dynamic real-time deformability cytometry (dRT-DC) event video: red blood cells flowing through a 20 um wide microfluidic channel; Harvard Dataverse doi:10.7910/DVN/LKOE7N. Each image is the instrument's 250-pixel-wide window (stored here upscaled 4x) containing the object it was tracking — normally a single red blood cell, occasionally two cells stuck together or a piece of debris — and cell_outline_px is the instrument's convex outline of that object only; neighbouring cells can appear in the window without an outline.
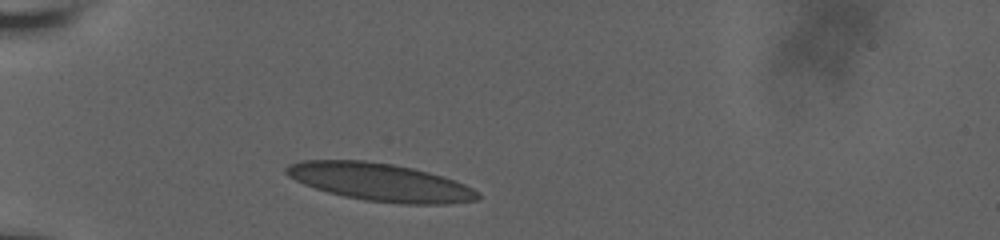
{"species": "human", "species_latin": "Homo sapiens", "temperature_condition": "room temperature", "stored_images_in_passage": 33, "camera_frame_rate_fps": 3000, "um_per_image_px": 0.085, "donor": {"sex": "male"}, "frame": {"image": 1, "passage_image": 1, "time_ms": 0.0, "image_size_px": [1000, 240], "cell_outline_px": [[480, 196], [476, 200], [448, 204], [400, 204], [364, 200], [344, 196], [328, 192], [304, 184], [288, 176], [284, 172], [284, 168], [288, 164], [300, 160], [364, 160], [392, 164], [412, 168], [444, 176], [464, 184], [472, 188]], "centroid_in_image_um": [32.28, 15.48], "position_along_channel_um": 52.7, "area_um2": 42.14}}
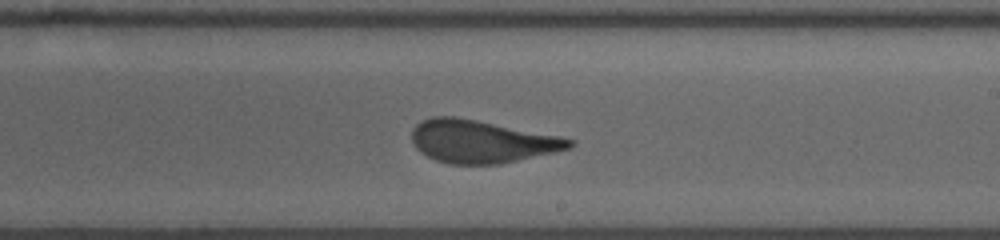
{"frame": {"image": 2, "passage_image": 19, "time_ms": 6.0, "image_size_px": [1000, 240], "cell_outline_px": [[572, 144], [568, 148], [556, 152], [500, 164], [448, 164], [436, 160], [420, 152], [416, 148], [412, 140], [412, 128], [416, 124], [432, 116], [456, 116], [560, 136], [572, 140]], "centroid_in_image_um": [40.89, 12.02], "position_along_channel_um": 248.1, "area_um2": 39.07}}
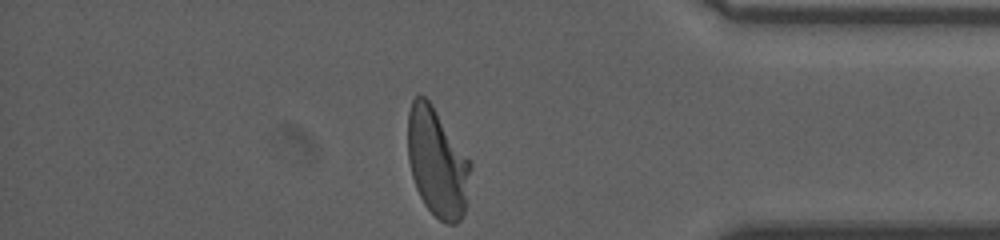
{"frame": {"image": 3, "passage_image": 33, "time_ms": 10.667, "image_size_px": [1000, 240], "cell_outline_px": [[472, 164], [464, 212], [460, 220], [456, 224], [448, 224], [440, 220], [424, 204], [416, 188], [412, 176], [408, 160], [408, 112], [412, 100], [416, 96], [424, 96], [432, 104], [472, 160]], "centroid_in_image_um": [37.17, 13.79], "position_along_channel_um": 398.0, "area_um2": 39.88}, "authors_computed_cell_mechanics": {"area_um2": 39.5352, "velocity_mm_per_s": 3.6571, "shape_relaxation_time_tau1_ms": 6.4414, "shape_relaxation_time_tau2_ms": null, "deformation_change_tau1": 0.2008, "deformation_change_tau2": null}}